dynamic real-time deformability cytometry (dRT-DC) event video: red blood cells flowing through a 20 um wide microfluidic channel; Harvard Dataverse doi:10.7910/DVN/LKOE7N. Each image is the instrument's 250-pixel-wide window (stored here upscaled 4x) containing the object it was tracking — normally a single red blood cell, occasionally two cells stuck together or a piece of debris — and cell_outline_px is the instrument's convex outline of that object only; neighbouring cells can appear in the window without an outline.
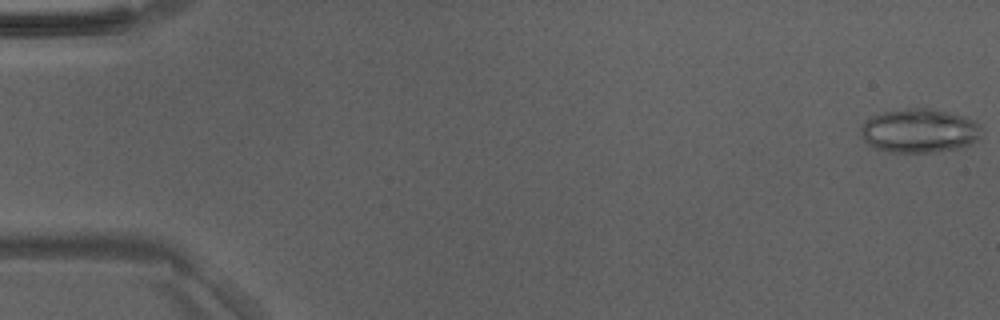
{"species": "Egyptian fruit bat (a non-hibernating species)", "species_latin": "Rousettus aegyptiacus", "temperature_condition": "room temperature", "stored_images_in_passage": 30, "camera_frame_rate_fps": 3000, "um_per_image_px": 0.085, "animal": {"sex": "male"}, "frame": {"image": 1, "passage_image": 1, "time_ms": 0.0, "image_size_px": [1000, 320], "cell_outline_px": [[984, 128], [980, 140], [972, 144], [956, 148], [936, 152], [888, 152], [876, 148], [868, 144], [860, 136], [860, 124], [868, 116], [884, 112], [904, 108], [932, 108], [964, 116], [980, 124]], "centroid_in_image_um": [78.14, 11.1], "position_along_channel_um": 6.9, "area_um2": 31.62}}
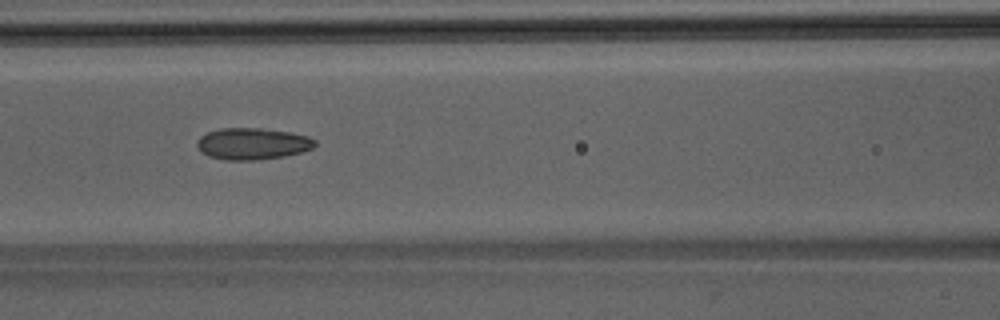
{"frame": {"image": 2, "passage_image": 22, "time_ms": 7.0, "image_size_px": [1000, 320], "cell_outline_px": [[316, 144], [312, 148], [300, 152], [284, 156], [256, 160], [224, 160], [208, 156], [200, 152], [196, 144], [196, 140], [200, 136], [208, 132], [220, 128], [260, 128], [288, 132], [308, 136], [316, 140]], "centroid_in_image_um": [21.41, 12.22], "position_along_channel_um": 145.2, "area_um2": 21.79}}
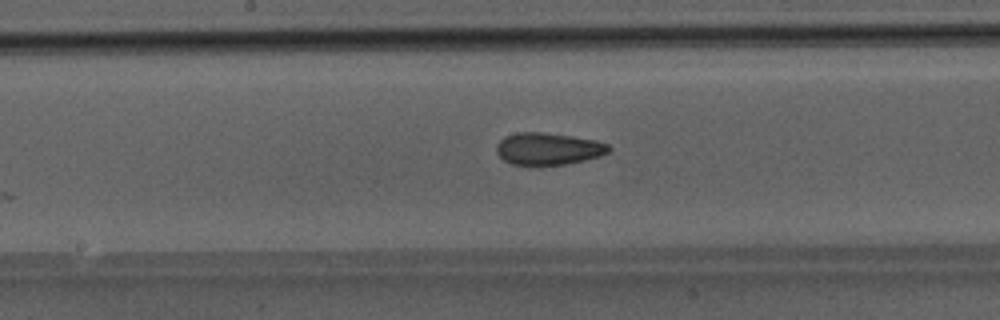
{"frame": {"image": 3, "passage_image": 26, "time_ms": 8.333, "image_size_px": [1000, 320], "cell_outline_px": [[612, 148], [608, 152], [600, 156], [584, 160], [564, 164], [532, 168], [512, 164], [504, 160], [496, 152], [496, 144], [504, 136], [516, 132], [544, 132], [572, 136], [596, 140], [608, 144]], "centroid_in_image_um": [46.56, 12.67], "position_along_channel_um": 201.6, "area_um2": 21.68}}